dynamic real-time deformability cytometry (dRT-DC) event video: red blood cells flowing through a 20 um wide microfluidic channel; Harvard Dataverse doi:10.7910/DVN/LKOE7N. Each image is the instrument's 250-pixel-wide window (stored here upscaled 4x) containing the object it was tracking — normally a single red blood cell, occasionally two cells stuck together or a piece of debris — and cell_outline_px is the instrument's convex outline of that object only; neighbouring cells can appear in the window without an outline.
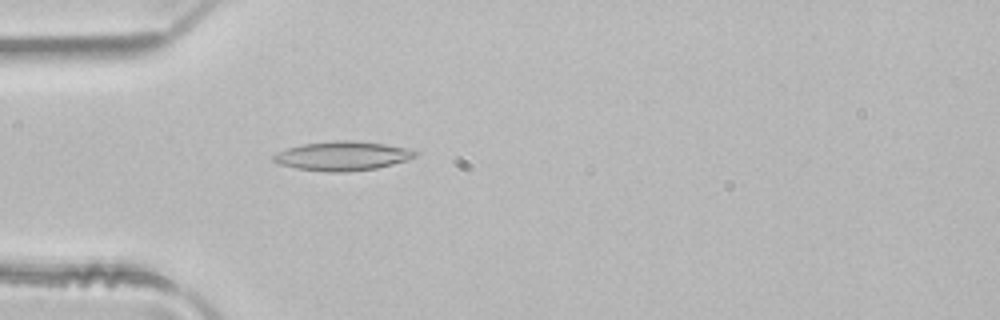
{"species": "common noctule bat (a hibernating species)", "species_latin": "Nyctalus noctula", "temperature_condition": "room temperature", "stored_images_in_passage": 4, "camera_frame_rate_fps": 3000, "um_per_image_px": 0.085, "animal": {"sex": "male", "body_mass_g": 21.5, "forearm_length_mm": 52.0}, "frame": {"image": 1, "passage_image": 4, "time_ms": 1.0, "image_size_px": [1000, 320], "cell_outline_px": [[416, 156], [392, 164], [376, 168], [344, 172], [328, 172], [296, 168], [280, 164], [272, 160], [272, 156], [288, 148], [300, 144], [336, 140], [348, 140], [380, 144], [404, 148], [416, 152]], "centroid_in_image_um": [29.03, 13.26], "position_along_channel_um": 56.0, "area_um2": 23.52}}